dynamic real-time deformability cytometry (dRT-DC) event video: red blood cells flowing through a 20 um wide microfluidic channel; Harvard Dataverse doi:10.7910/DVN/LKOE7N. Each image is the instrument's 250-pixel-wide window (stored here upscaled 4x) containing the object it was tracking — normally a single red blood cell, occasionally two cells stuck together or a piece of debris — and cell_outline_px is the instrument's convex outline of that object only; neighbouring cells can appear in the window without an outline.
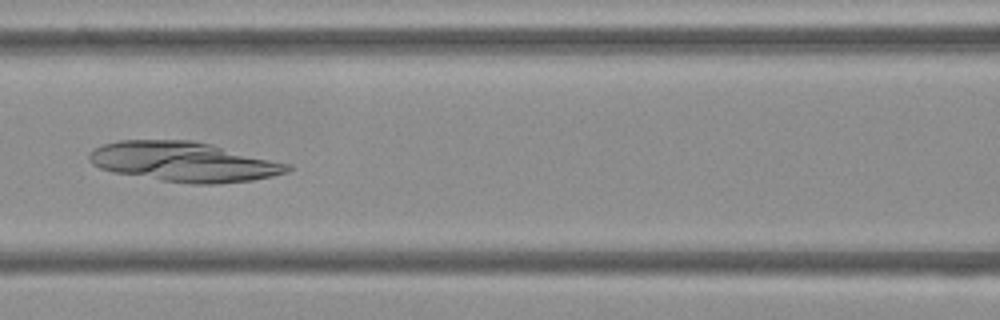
{"species": "Egyptian fruit bat (a non-hibernating species)", "species_latin": "Rousettus aegyptiacus", "temperature_condition": "cold", "stored_images_in_passage": 53, "camera_frame_rate_fps": 3000, "um_per_image_px": 0.085, "frame": {"image": 1, "passage_image": 23, "time_ms": 7.333, "image_size_px": [1000, 320], "cell_outline_px": [[292, 168], [288, 172], [272, 176], [252, 180], [216, 184], [188, 184], [160, 180], [112, 172], [100, 168], [92, 164], [88, 160], [88, 156], [96, 148], [104, 144], [120, 140], [192, 140], [212, 144], [292, 164]], "centroid_in_image_um": [15.66, 13.75], "position_along_channel_um": 150.9, "area_um2": 46.18}}
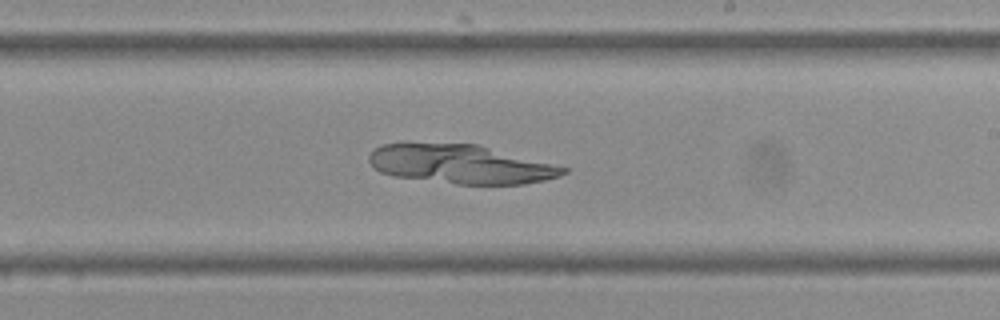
{"frame": {"image": 2, "passage_image": 31, "time_ms": 10.0, "image_size_px": [1000, 320], "cell_outline_px": [[568, 172], [560, 176], [544, 180], [524, 184], [456, 184], [392, 176], [380, 172], [372, 168], [368, 160], [368, 156], [380, 144], [404, 140], [476, 144], [568, 168]], "centroid_in_image_um": [39.02, 13.92], "position_along_channel_um": 250.0, "area_um2": 45.03}}
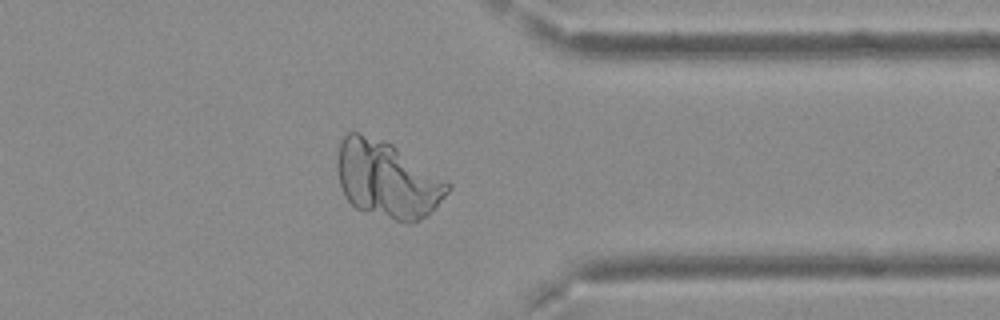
{"frame": {"image": 3, "passage_image": 42, "time_ms": 13.667, "image_size_px": [1000, 320], "cell_outline_px": [[452, 188], [428, 216], [408, 224], [356, 208], [344, 196], [340, 184], [336, 168], [336, 160], [340, 140], [348, 132], [360, 132], [384, 140], [392, 144], [448, 180], [452, 184]], "centroid_in_image_um": [32.92, 15.24], "position_along_channel_um": 378.5, "area_um2": 49.82}}